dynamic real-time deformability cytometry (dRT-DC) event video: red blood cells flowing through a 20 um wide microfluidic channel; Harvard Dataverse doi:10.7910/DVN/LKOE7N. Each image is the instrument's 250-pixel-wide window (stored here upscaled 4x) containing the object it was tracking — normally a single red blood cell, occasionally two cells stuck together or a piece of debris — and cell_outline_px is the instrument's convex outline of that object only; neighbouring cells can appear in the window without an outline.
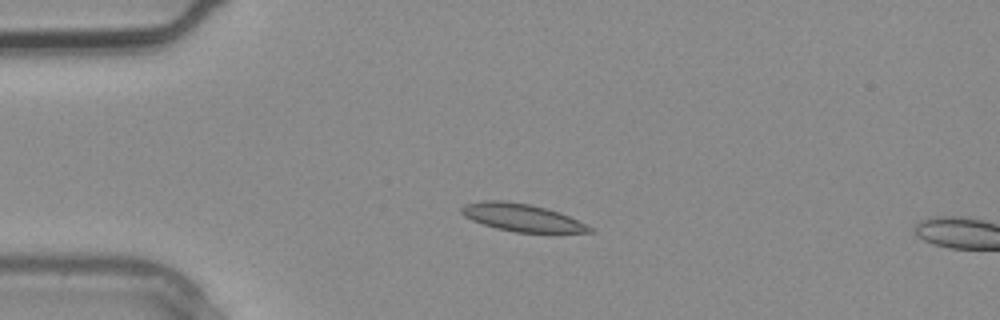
{"species": "common noctule bat (a hibernating species)", "species_latin": "Nyctalus noctula", "temperature_condition": "warm", "stored_images_in_passage": 1, "camera_frame_rate_fps": 3000, "um_per_image_px": 0.085, "animal": {"sex": "male", "body_mass_g": 20.4}, "frame": {"image": 1, "passage_image": 1, "time_ms": 0.0, "image_size_px": [1000, 320], "cell_outline_px": [[596, 232], [516, 232], [496, 228], [472, 220], [464, 216], [460, 212], [460, 208], [464, 204], [484, 200], [504, 200], [528, 204], [560, 212], [596, 228]], "centroid_in_image_um": [44.38, 18.49], "position_along_channel_um": 40.6, "area_um2": 20.58}}